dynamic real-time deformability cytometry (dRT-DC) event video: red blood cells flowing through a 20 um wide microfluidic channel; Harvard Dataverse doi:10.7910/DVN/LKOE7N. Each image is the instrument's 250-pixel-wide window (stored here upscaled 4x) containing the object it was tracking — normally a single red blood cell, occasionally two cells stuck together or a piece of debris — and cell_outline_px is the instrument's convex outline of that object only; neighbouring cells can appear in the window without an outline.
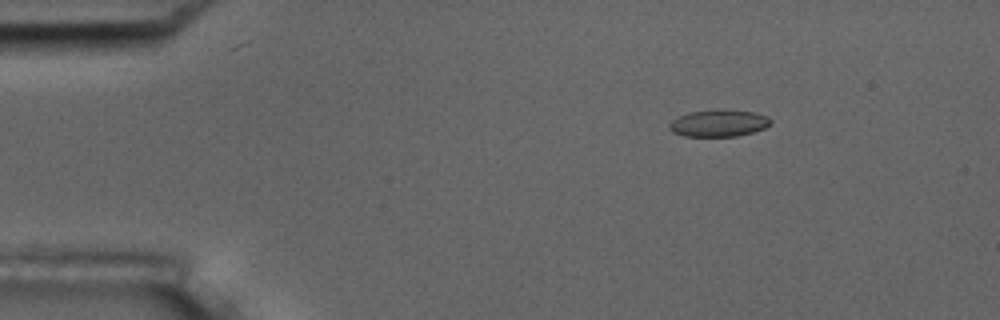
{"species": "common noctule bat (a hibernating species)", "species_latin": "Nyctalus noctula", "temperature_condition": "room temperature", "stored_images_in_passage": 4, "camera_frame_rate_fps": 3000, "um_per_image_px": 0.085, "animal": {"sex": "male", "body_mass_g": 17.5, "forearm_length_mm": 52.3}, "frame": {"image": 1, "passage_image": 1, "time_ms": 0.0, "image_size_px": [1000, 320], "cell_outline_px": [[772, 120], [764, 128], [752, 132], [736, 136], [684, 136], [672, 132], [668, 128], [668, 124], [672, 120], [688, 112], [756, 112], [768, 116]], "centroid_in_image_um": [61.06, 10.51], "position_along_channel_um": 23.9, "area_um2": 15.14}}
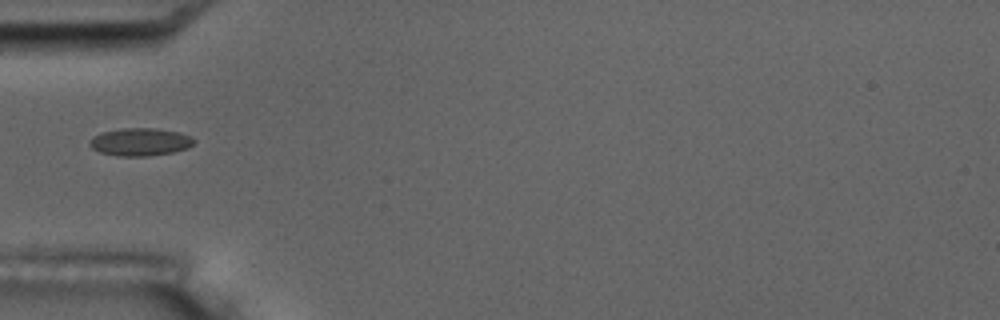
{"frame": {"image": 2, "passage_image": 4, "time_ms": 3.333, "image_size_px": [1000, 320], "cell_outline_px": [[196, 140], [188, 148], [172, 152], [148, 156], [120, 156], [100, 152], [92, 148], [88, 144], [88, 140], [92, 136], [100, 132], [124, 128], [156, 128], [180, 132], [192, 136]], "centroid_in_image_um": [11.9, 12.05], "position_along_channel_um": 73.1, "area_um2": 17.05}}